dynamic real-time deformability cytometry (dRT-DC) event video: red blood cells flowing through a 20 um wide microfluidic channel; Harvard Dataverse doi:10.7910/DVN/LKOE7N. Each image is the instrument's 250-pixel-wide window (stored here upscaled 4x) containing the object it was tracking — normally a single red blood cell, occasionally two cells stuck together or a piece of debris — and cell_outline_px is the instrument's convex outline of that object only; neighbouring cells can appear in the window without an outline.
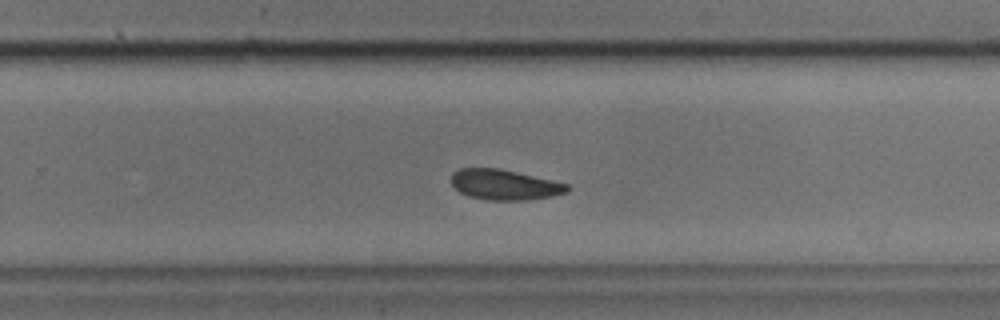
{"species": "common noctule bat (a hibernating species)", "species_latin": "Nyctalus noctula", "temperature_condition": "cold", "stored_images_in_passage": 22, "camera_frame_rate_fps": 3000, "um_per_image_px": 0.085, "animal": {"sex": "male", "body_mass_g": 17.9, "forearm_length_mm": 54.2}, "frame": {"image": 1, "passage_image": 15, "time_ms": 4.667, "image_size_px": [1000, 320], "cell_outline_px": [[572, 188], [568, 192], [552, 196], [528, 200], [488, 200], [468, 196], [460, 192], [452, 184], [452, 172], [460, 168], [500, 168], [568, 184]], "centroid_in_image_um": [42.9, 15.7], "position_along_channel_um": 286.9, "area_um2": 20.52}}
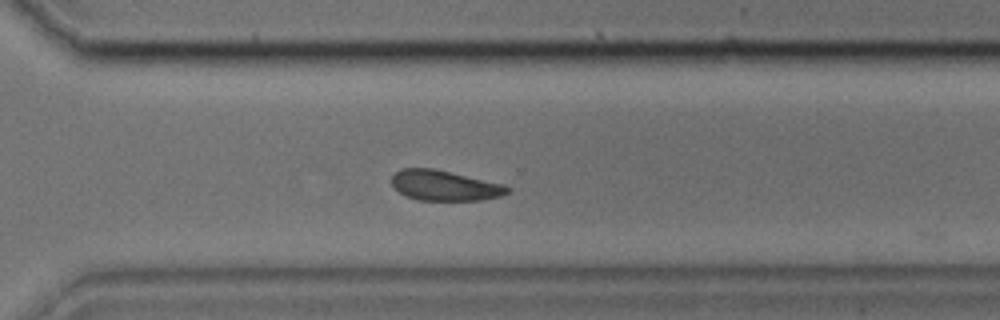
{"frame": {"image": 2, "passage_image": 18, "time_ms": 5.667, "image_size_px": [1000, 320], "cell_outline_px": [[512, 188], [508, 192], [500, 196], [484, 200], [420, 200], [408, 196], [400, 192], [392, 184], [392, 176], [400, 168], [432, 168], [504, 184]], "centroid_in_image_um": [37.82, 15.77], "position_along_channel_um": 332.8, "area_um2": 20.23}}
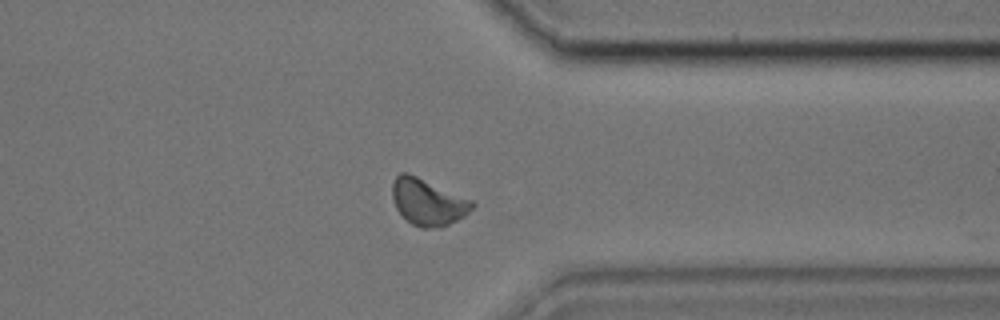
{"frame": {"image": 3, "passage_image": 21, "time_ms": 6.667, "image_size_px": [1000, 320], "cell_outline_px": [[476, 204], [464, 216], [448, 224], [432, 228], [420, 228], [412, 224], [396, 208], [392, 196], [392, 184], [396, 176], [400, 172], [408, 172], [472, 200]], "centroid_in_image_um": [36.35, 17.15], "position_along_channel_um": 375.0, "area_um2": 21.39}}